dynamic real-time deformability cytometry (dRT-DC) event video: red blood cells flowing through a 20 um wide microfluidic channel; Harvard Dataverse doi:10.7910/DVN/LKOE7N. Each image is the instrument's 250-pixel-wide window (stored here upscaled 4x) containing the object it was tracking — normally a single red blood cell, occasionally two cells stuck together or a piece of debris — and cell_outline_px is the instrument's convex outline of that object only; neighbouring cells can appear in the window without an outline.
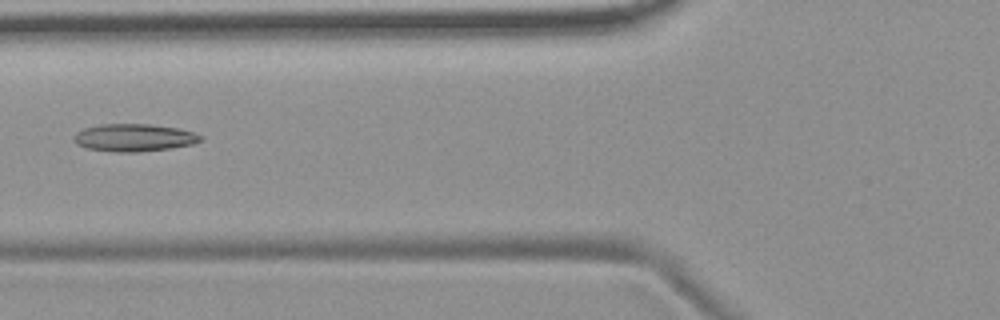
{"species": "common noctule bat (a hibernating species)", "species_latin": "Nyctalus noctula", "temperature_condition": "room temperature", "stored_images_in_passage": 6, "camera_frame_rate_fps": 3000, "um_per_image_px": 0.085, "animal": {"sex": "female", "body_mass_g": 19.9}, "frame": {"image": 1, "passage_image": 6, "time_ms": 6.667, "image_size_px": [1000, 320], "cell_outline_px": [[204, 136], [200, 140], [192, 144], [172, 148], [140, 152], [116, 152], [84, 148], [76, 144], [72, 140], [72, 136], [76, 132], [84, 128], [100, 124], [148, 124], [180, 128]], "centroid_in_image_um": [11.35, 11.7], "position_along_channel_um": 114.5, "area_um2": 20.58}}